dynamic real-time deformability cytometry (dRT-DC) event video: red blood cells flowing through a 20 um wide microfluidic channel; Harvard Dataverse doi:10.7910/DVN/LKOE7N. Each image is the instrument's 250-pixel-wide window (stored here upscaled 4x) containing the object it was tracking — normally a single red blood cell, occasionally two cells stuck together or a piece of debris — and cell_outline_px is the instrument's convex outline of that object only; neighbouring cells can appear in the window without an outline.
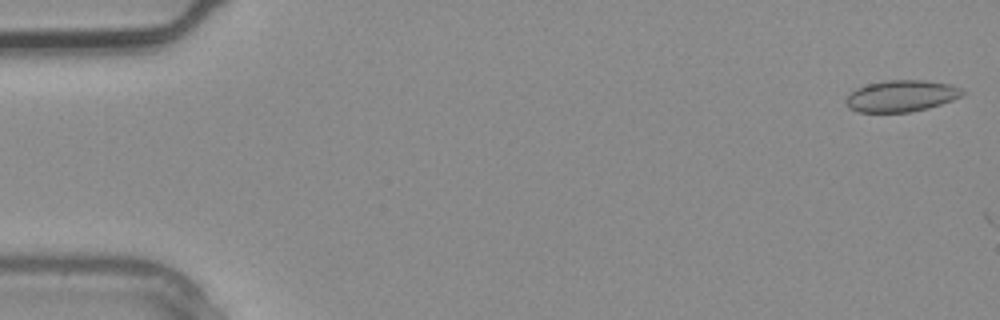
{"species": "common noctule bat (a hibernating species)", "species_latin": "Nyctalus noctula", "temperature_condition": "warm", "stored_images_in_passage": 2, "camera_frame_rate_fps": 3000, "um_per_image_px": 0.085, "animal": {"sex": "male", "body_mass_g": 20.4}, "frame": {"image": 1, "passage_image": 1, "time_ms": 0.0, "image_size_px": [1000, 320], "cell_outline_px": [[964, 96], [928, 108], [912, 112], [856, 112], [848, 108], [844, 100], [856, 88], [868, 84], [888, 80], [924, 80], [948, 84], [960, 88], [964, 92]], "centroid_in_image_um": [76.59, 8.17], "position_along_channel_um": 8.4, "area_um2": 21.39}}